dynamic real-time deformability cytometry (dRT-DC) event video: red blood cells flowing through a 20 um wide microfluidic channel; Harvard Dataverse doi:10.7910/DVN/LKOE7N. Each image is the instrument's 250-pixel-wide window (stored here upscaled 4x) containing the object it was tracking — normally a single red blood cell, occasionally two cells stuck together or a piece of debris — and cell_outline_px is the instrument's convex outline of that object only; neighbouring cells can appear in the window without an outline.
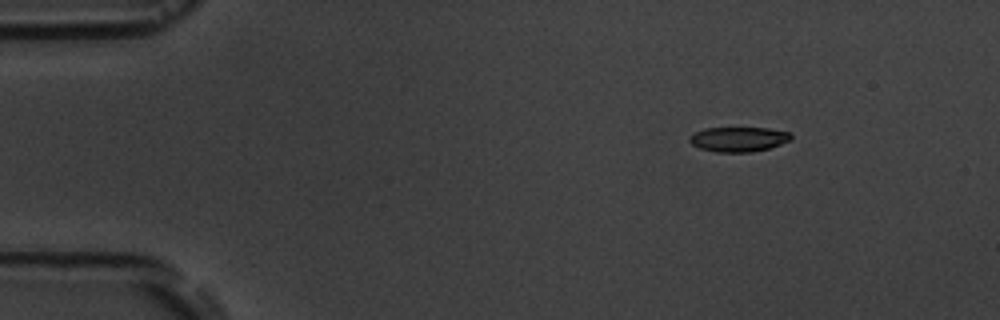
{"species": "common noctule bat (a hibernating species)", "species_latin": "Nyctalus noctula", "temperature_condition": "room temperature", "stored_images_in_passage": 9, "camera_frame_rate_fps": 3000, "um_per_image_px": 0.085, "animal": {"sex": "male", "body_mass_g": 19.5, "forearm_length_mm": 54.6}, "frame": {"image": 1, "passage_image": 1, "time_ms": 0.0, "image_size_px": [1000, 320], "cell_outline_px": [[792, 140], [768, 148], [752, 152], [716, 152], [700, 148], [692, 144], [688, 140], [688, 136], [704, 128], [768, 128], [792, 132]], "centroid_in_image_um": [62.79, 11.83], "position_along_channel_um": 22.2, "area_um2": 14.74}}
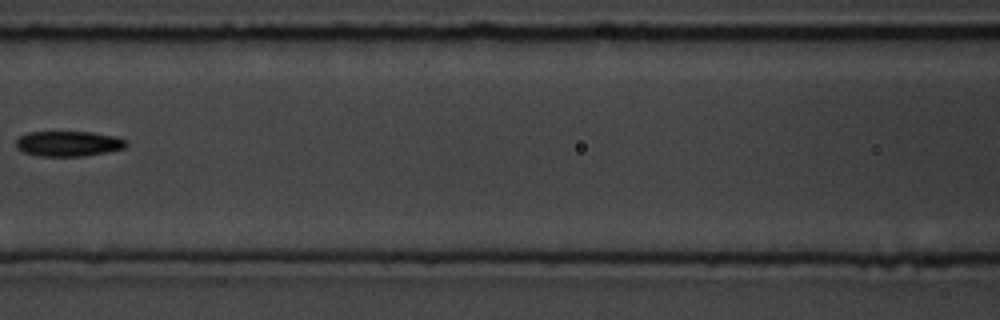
{"frame": {"image": 2, "passage_image": 6, "time_ms": 6.0, "image_size_px": [1000, 320], "cell_outline_px": [[128, 144], [124, 148], [108, 152], [84, 156], [40, 156], [24, 152], [16, 148], [16, 140], [20, 136], [28, 132], [92, 132], [116, 136], [128, 140]], "centroid_in_image_um": [5.85, 12.21], "position_along_channel_um": 160.8, "area_um2": 16.36}}
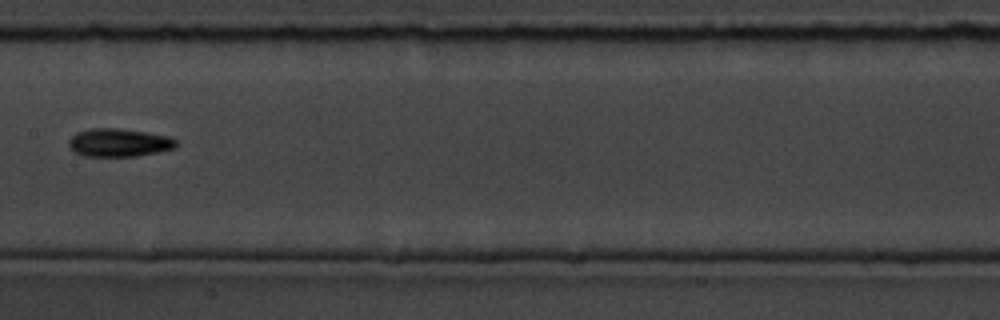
{"frame": {"image": 3, "passage_image": 7, "time_ms": 7.0, "image_size_px": [1000, 320], "cell_outline_px": [[176, 148], [136, 156], [84, 156], [76, 152], [68, 144], [68, 140], [76, 132], [88, 128], [120, 128], [168, 136], [176, 140]], "centroid_in_image_um": [10.09, 12.11], "position_along_channel_um": 197.3, "area_um2": 17.51}}